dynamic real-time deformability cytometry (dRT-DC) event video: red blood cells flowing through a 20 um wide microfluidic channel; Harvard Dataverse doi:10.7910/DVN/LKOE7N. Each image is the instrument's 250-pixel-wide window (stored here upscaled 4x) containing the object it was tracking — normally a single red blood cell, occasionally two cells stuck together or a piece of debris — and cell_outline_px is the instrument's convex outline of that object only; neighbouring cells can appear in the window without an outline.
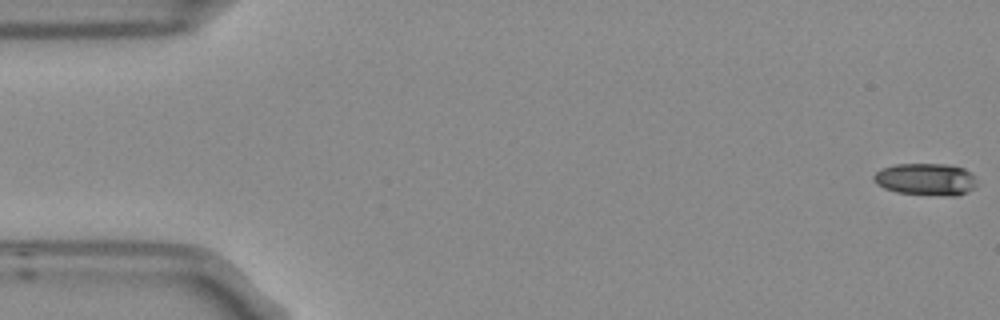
{"species": "Egyptian fruit bat (a non-hibernating species)", "species_latin": "Rousettus aegyptiacus", "temperature_condition": "room temperature", "stored_images_in_passage": 4, "camera_frame_rate_fps": 3000, "um_per_image_px": 0.085, "frame": {"image": 1, "passage_image": 1, "time_ms": 0.0, "image_size_px": [1000, 320], "cell_outline_px": [[976, 188], [968, 192], [956, 196], [944, 196], [896, 192], [884, 188], [876, 184], [872, 180], [872, 176], [880, 168], [896, 164], [948, 164], [964, 168], [972, 172], [976, 176]], "centroid_in_image_um": [78.72, 15.24], "position_along_channel_um": 6.3, "area_um2": 19.77}}